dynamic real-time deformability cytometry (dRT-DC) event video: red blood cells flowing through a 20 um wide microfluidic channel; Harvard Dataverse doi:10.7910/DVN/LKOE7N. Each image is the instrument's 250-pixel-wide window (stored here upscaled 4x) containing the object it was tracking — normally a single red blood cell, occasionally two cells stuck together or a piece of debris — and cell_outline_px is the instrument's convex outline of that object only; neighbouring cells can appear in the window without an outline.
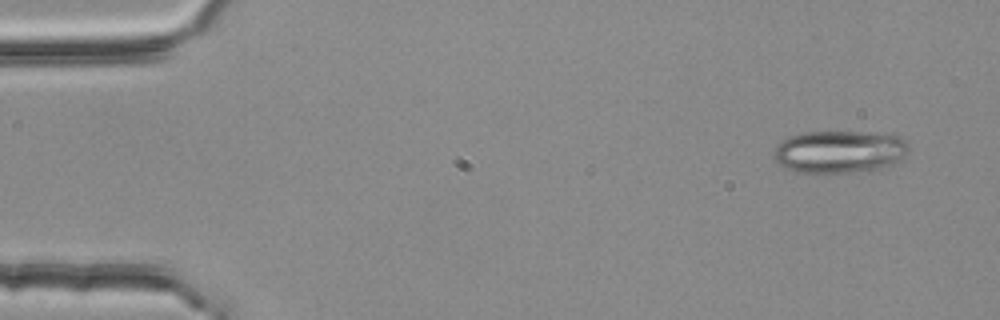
{"species": "common noctule bat (a hibernating species)", "species_latin": "Nyctalus noctula", "temperature_condition": "room temperature", "stored_images_in_passage": 4, "camera_frame_rate_fps": 3000, "um_per_image_px": 0.085, "animal": {"sex": "female", "body_mass_g": 25.1}, "frame": {"image": 1, "passage_image": 1, "time_ms": 0.0, "image_size_px": [1000, 320], "cell_outline_px": [[908, 148], [904, 156], [900, 160], [876, 168], [844, 172], [796, 172], [784, 168], [776, 164], [776, 144], [792, 136], [804, 132], [860, 132], [896, 136], [904, 140], [908, 144]], "centroid_in_image_um": [71.29, 12.89], "position_along_channel_um": 13.7, "area_um2": 32.54}}